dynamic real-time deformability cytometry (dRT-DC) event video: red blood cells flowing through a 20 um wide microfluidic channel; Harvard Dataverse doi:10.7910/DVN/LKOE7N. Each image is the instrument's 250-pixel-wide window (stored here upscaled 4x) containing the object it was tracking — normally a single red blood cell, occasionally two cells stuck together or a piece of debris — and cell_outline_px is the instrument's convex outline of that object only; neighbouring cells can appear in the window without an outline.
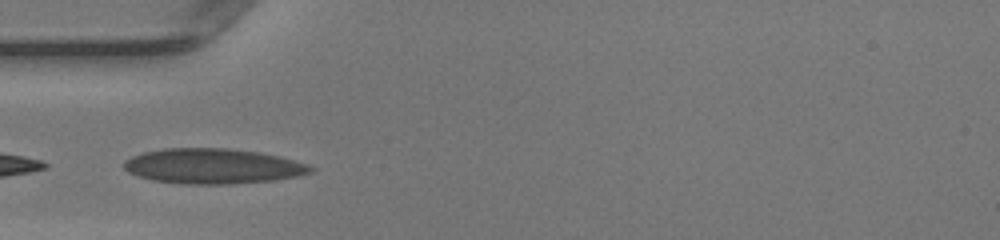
{"species": "human", "species_latin": "Homo sapiens", "temperature_condition": "warm", "stored_images_in_passage": 26, "camera_frame_rate_fps": 3000, "um_per_image_px": 0.085, "donor": {"sex": "female"}, "frame": {"image": 1, "passage_image": 2, "time_ms": 0.333, "image_size_px": [1000, 240], "cell_outline_px": [[316, 168], [312, 172], [296, 176], [276, 180], [232, 184], [180, 184], [152, 180], [128, 172], [124, 168], [124, 160], [132, 156], [144, 152], [164, 148], [228, 148], [260, 152], [280, 156], [308, 164]], "centroid_in_image_um": [18.11, 14.12], "position_along_channel_um": 66.9, "area_um2": 38.49}}
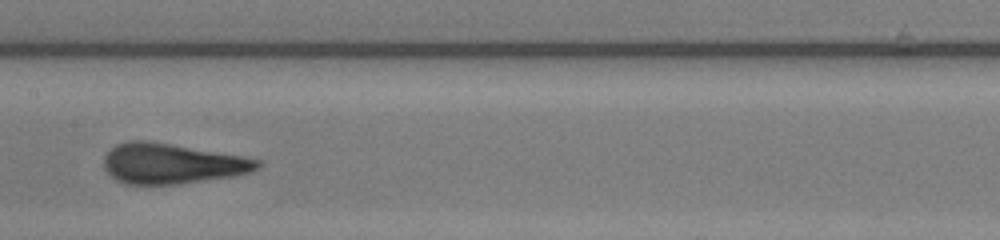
{"frame": {"image": 2, "passage_image": 11, "time_ms": 3.333, "image_size_px": [1000, 240], "cell_outline_px": [[264, 164], [260, 168], [252, 172], [232, 176], [180, 184], [124, 184], [116, 180], [104, 168], [104, 156], [116, 144], [128, 140], [148, 140], [244, 156], [260, 160]], "centroid_in_image_um": [14.64, 13.9], "position_along_channel_um": 192.8, "area_um2": 36.3}}
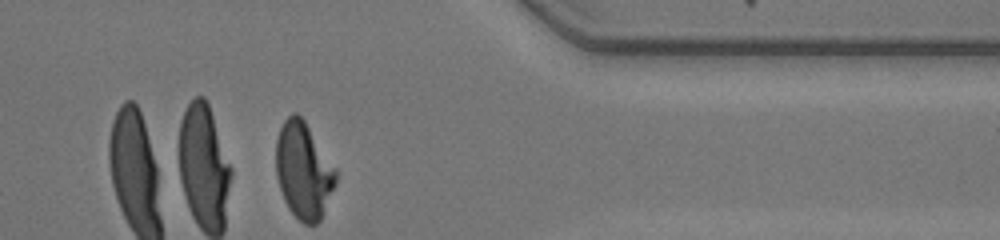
{"frame": {"image": 3, "passage_image": 26, "time_ms": 8.333, "image_size_px": [1000, 240], "cell_outline_px": [[336, 184], [320, 220], [316, 224], [304, 224], [288, 208], [284, 200], [276, 176], [276, 140], [280, 128], [284, 120], [292, 112], [296, 112], [304, 120], [336, 168]], "centroid_in_image_um": [25.79, 14.49], "position_along_channel_um": 385.6, "area_um2": 33.52}, "authors_computed_cell_mechanics": {"area_um2": 35.836, "velocity_mm_per_s": 4.2074, "shape_relaxation_time_tau1_ms": 4.1959, "shape_relaxation_time_tau2_ms": 0.7235, "deformation_change_tau1": 0.2008, "deformation_change_tau2": 0.08}}